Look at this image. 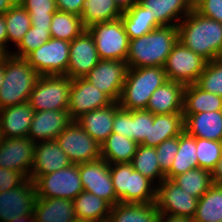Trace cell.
Segmentation results:
<instances>
[{
	"label": "cell",
	"instance_id": "6da1fadb",
	"mask_svg": "<svg viewBox=\"0 0 222 222\" xmlns=\"http://www.w3.org/2000/svg\"><path fill=\"white\" fill-rule=\"evenodd\" d=\"M178 41L207 62L222 57V23L194 8L178 23Z\"/></svg>",
	"mask_w": 222,
	"mask_h": 222
},
{
	"label": "cell",
	"instance_id": "7a4b0ae2",
	"mask_svg": "<svg viewBox=\"0 0 222 222\" xmlns=\"http://www.w3.org/2000/svg\"><path fill=\"white\" fill-rule=\"evenodd\" d=\"M178 42L177 26H162L139 38L129 40L128 68L163 67Z\"/></svg>",
	"mask_w": 222,
	"mask_h": 222
},
{
	"label": "cell",
	"instance_id": "3957f363",
	"mask_svg": "<svg viewBox=\"0 0 222 222\" xmlns=\"http://www.w3.org/2000/svg\"><path fill=\"white\" fill-rule=\"evenodd\" d=\"M166 81L163 67L128 68L119 107L129 111L145 110L152 93Z\"/></svg>",
	"mask_w": 222,
	"mask_h": 222
},
{
	"label": "cell",
	"instance_id": "277c9868",
	"mask_svg": "<svg viewBox=\"0 0 222 222\" xmlns=\"http://www.w3.org/2000/svg\"><path fill=\"white\" fill-rule=\"evenodd\" d=\"M40 76L25 58L7 54L0 87V109L29 101Z\"/></svg>",
	"mask_w": 222,
	"mask_h": 222
},
{
	"label": "cell",
	"instance_id": "5b68a950",
	"mask_svg": "<svg viewBox=\"0 0 222 222\" xmlns=\"http://www.w3.org/2000/svg\"><path fill=\"white\" fill-rule=\"evenodd\" d=\"M110 175L120 203L156 202L157 186L130 163L110 164Z\"/></svg>",
	"mask_w": 222,
	"mask_h": 222
},
{
	"label": "cell",
	"instance_id": "8992f818",
	"mask_svg": "<svg viewBox=\"0 0 222 222\" xmlns=\"http://www.w3.org/2000/svg\"><path fill=\"white\" fill-rule=\"evenodd\" d=\"M71 79L67 75L40 76L29 103L34 111L68 110Z\"/></svg>",
	"mask_w": 222,
	"mask_h": 222
},
{
	"label": "cell",
	"instance_id": "52a82bcc",
	"mask_svg": "<svg viewBox=\"0 0 222 222\" xmlns=\"http://www.w3.org/2000/svg\"><path fill=\"white\" fill-rule=\"evenodd\" d=\"M36 198H61L74 200L83 186L79 174V164L39 176L34 181Z\"/></svg>",
	"mask_w": 222,
	"mask_h": 222
},
{
	"label": "cell",
	"instance_id": "ba28073f",
	"mask_svg": "<svg viewBox=\"0 0 222 222\" xmlns=\"http://www.w3.org/2000/svg\"><path fill=\"white\" fill-rule=\"evenodd\" d=\"M87 29L93 35L100 60L126 61L129 38L121 18L96 23Z\"/></svg>",
	"mask_w": 222,
	"mask_h": 222
},
{
	"label": "cell",
	"instance_id": "9c48e42d",
	"mask_svg": "<svg viewBox=\"0 0 222 222\" xmlns=\"http://www.w3.org/2000/svg\"><path fill=\"white\" fill-rule=\"evenodd\" d=\"M206 63L204 58L178 41L173 46L163 68L167 80L179 82L186 86L198 81Z\"/></svg>",
	"mask_w": 222,
	"mask_h": 222
},
{
	"label": "cell",
	"instance_id": "30bf717a",
	"mask_svg": "<svg viewBox=\"0 0 222 222\" xmlns=\"http://www.w3.org/2000/svg\"><path fill=\"white\" fill-rule=\"evenodd\" d=\"M70 42L50 38L25 59L41 76L67 75L69 64Z\"/></svg>",
	"mask_w": 222,
	"mask_h": 222
},
{
	"label": "cell",
	"instance_id": "8fae6325",
	"mask_svg": "<svg viewBox=\"0 0 222 222\" xmlns=\"http://www.w3.org/2000/svg\"><path fill=\"white\" fill-rule=\"evenodd\" d=\"M56 141L72 164L90 162L101 158V145L76 122L65 128Z\"/></svg>",
	"mask_w": 222,
	"mask_h": 222
},
{
	"label": "cell",
	"instance_id": "7c38bea8",
	"mask_svg": "<svg viewBox=\"0 0 222 222\" xmlns=\"http://www.w3.org/2000/svg\"><path fill=\"white\" fill-rule=\"evenodd\" d=\"M198 198L183 191L175 182L164 179L156 191V207L160 215L194 218Z\"/></svg>",
	"mask_w": 222,
	"mask_h": 222
},
{
	"label": "cell",
	"instance_id": "4fadbf2b",
	"mask_svg": "<svg viewBox=\"0 0 222 222\" xmlns=\"http://www.w3.org/2000/svg\"><path fill=\"white\" fill-rule=\"evenodd\" d=\"M127 70L126 61L100 60L84 78L106 94L113 102H118Z\"/></svg>",
	"mask_w": 222,
	"mask_h": 222
},
{
	"label": "cell",
	"instance_id": "5bb4252c",
	"mask_svg": "<svg viewBox=\"0 0 222 222\" xmlns=\"http://www.w3.org/2000/svg\"><path fill=\"white\" fill-rule=\"evenodd\" d=\"M79 174L83 191L92 193L107 201L111 206L119 203L116 199L110 175V164L99 158L79 164Z\"/></svg>",
	"mask_w": 222,
	"mask_h": 222
},
{
	"label": "cell",
	"instance_id": "9a60e30c",
	"mask_svg": "<svg viewBox=\"0 0 222 222\" xmlns=\"http://www.w3.org/2000/svg\"><path fill=\"white\" fill-rule=\"evenodd\" d=\"M113 101L85 78L71 79L68 113L73 121L92 110L101 109Z\"/></svg>",
	"mask_w": 222,
	"mask_h": 222
},
{
	"label": "cell",
	"instance_id": "2e32d148",
	"mask_svg": "<svg viewBox=\"0 0 222 222\" xmlns=\"http://www.w3.org/2000/svg\"><path fill=\"white\" fill-rule=\"evenodd\" d=\"M35 145L28 137L2 138L0 167L20 172L26 179L34 162Z\"/></svg>",
	"mask_w": 222,
	"mask_h": 222
},
{
	"label": "cell",
	"instance_id": "e0dca14e",
	"mask_svg": "<svg viewBox=\"0 0 222 222\" xmlns=\"http://www.w3.org/2000/svg\"><path fill=\"white\" fill-rule=\"evenodd\" d=\"M36 197L34 182L29 178L20 186L0 193V222L33 214Z\"/></svg>",
	"mask_w": 222,
	"mask_h": 222
},
{
	"label": "cell",
	"instance_id": "ac0fdd59",
	"mask_svg": "<svg viewBox=\"0 0 222 222\" xmlns=\"http://www.w3.org/2000/svg\"><path fill=\"white\" fill-rule=\"evenodd\" d=\"M99 61L93 35L85 29L70 42L67 76L70 79L84 78Z\"/></svg>",
	"mask_w": 222,
	"mask_h": 222
},
{
	"label": "cell",
	"instance_id": "d6986e66",
	"mask_svg": "<svg viewBox=\"0 0 222 222\" xmlns=\"http://www.w3.org/2000/svg\"><path fill=\"white\" fill-rule=\"evenodd\" d=\"M72 121L67 110L35 111L27 137L34 143L56 140Z\"/></svg>",
	"mask_w": 222,
	"mask_h": 222
},
{
	"label": "cell",
	"instance_id": "ffe728a7",
	"mask_svg": "<svg viewBox=\"0 0 222 222\" xmlns=\"http://www.w3.org/2000/svg\"><path fill=\"white\" fill-rule=\"evenodd\" d=\"M72 164L56 140L38 142L35 145L34 162L30 172L33 182L42 175L68 167Z\"/></svg>",
	"mask_w": 222,
	"mask_h": 222
},
{
	"label": "cell",
	"instance_id": "44dd1931",
	"mask_svg": "<svg viewBox=\"0 0 222 222\" xmlns=\"http://www.w3.org/2000/svg\"><path fill=\"white\" fill-rule=\"evenodd\" d=\"M34 112L29 101L0 109L2 138L27 137Z\"/></svg>",
	"mask_w": 222,
	"mask_h": 222
},
{
	"label": "cell",
	"instance_id": "7402d4cb",
	"mask_svg": "<svg viewBox=\"0 0 222 222\" xmlns=\"http://www.w3.org/2000/svg\"><path fill=\"white\" fill-rule=\"evenodd\" d=\"M185 85L167 80L151 95L146 111L155 114L183 113Z\"/></svg>",
	"mask_w": 222,
	"mask_h": 222
},
{
	"label": "cell",
	"instance_id": "603a6c76",
	"mask_svg": "<svg viewBox=\"0 0 222 222\" xmlns=\"http://www.w3.org/2000/svg\"><path fill=\"white\" fill-rule=\"evenodd\" d=\"M184 131L195 138L222 141V111L184 115Z\"/></svg>",
	"mask_w": 222,
	"mask_h": 222
},
{
	"label": "cell",
	"instance_id": "cb8c5ba5",
	"mask_svg": "<svg viewBox=\"0 0 222 222\" xmlns=\"http://www.w3.org/2000/svg\"><path fill=\"white\" fill-rule=\"evenodd\" d=\"M161 26H178L193 9L189 0H139Z\"/></svg>",
	"mask_w": 222,
	"mask_h": 222
},
{
	"label": "cell",
	"instance_id": "d4e9b609",
	"mask_svg": "<svg viewBox=\"0 0 222 222\" xmlns=\"http://www.w3.org/2000/svg\"><path fill=\"white\" fill-rule=\"evenodd\" d=\"M35 222H77L72 200L36 198L33 209Z\"/></svg>",
	"mask_w": 222,
	"mask_h": 222
},
{
	"label": "cell",
	"instance_id": "484cf974",
	"mask_svg": "<svg viewBox=\"0 0 222 222\" xmlns=\"http://www.w3.org/2000/svg\"><path fill=\"white\" fill-rule=\"evenodd\" d=\"M117 104L118 102H113L107 107L92 110L83 114L76 122L96 142L102 145L112 133L115 106Z\"/></svg>",
	"mask_w": 222,
	"mask_h": 222
},
{
	"label": "cell",
	"instance_id": "4316f807",
	"mask_svg": "<svg viewBox=\"0 0 222 222\" xmlns=\"http://www.w3.org/2000/svg\"><path fill=\"white\" fill-rule=\"evenodd\" d=\"M183 132V113L155 114L153 125H151L150 140H144L141 145L156 148L164 140L179 136Z\"/></svg>",
	"mask_w": 222,
	"mask_h": 222
},
{
	"label": "cell",
	"instance_id": "83f0119b",
	"mask_svg": "<svg viewBox=\"0 0 222 222\" xmlns=\"http://www.w3.org/2000/svg\"><path fill=\"white\" fill-rule=\"evenodd\" d=\"M160 213L153 203H117L111 207L110 222H159Z\"/></svg>",
	"mask_w": 222,
	"mask_h": 222
},
{
	"label": "cell",
	"instance_id": "f1b7e54d",
	"mask_svg": "<svg viewBox=\"0 0 222 222\" xmlns=\"http://www.w3.org/2000/svg\"><path fill=\"white\" fill-rule=\"evenodd\" d=\"M222 111V97L201 89L196 83L184 89L183 115Z\"/></svg>",
	"mask_w": 222,
	"mask_h": 222
},
{
	"label": "cell",
	"instance_id": "f546056e",
	"mask_svg": "<svg viewBox=\"0 0 222 222\" xmlns=\"http://www.w3.org/2000/svg\"><path fill=\"white\" fill-rule=\"evenodd\" d=\"M121 21L128 35L133 40L150 33L156 28L162 27L140 2L132 8L123 11Z\"/></svg>",
	"mask_w": 222,
	"mask_h": 222
},
{
	"label": "cell",
	"instance_id": "4dcf8cb0",
	"mask_svg": "<svg viewBox=\"0 0 222 222\" xmlns=\"http://www.w3.org/2000/svg\"><path fill=\"white\" fill-rule=\"evenodd\" d=\"M77 221L95 222L108 219L111 205L98 196L82 191L74 200Z\"/></svg>",
	"mask_w": 222,
	"mask_h": 222
},
{
	"label": "cell",
	"instance_id": "1f68e13d",
	"mask_svg": "<svg viewBox=\"0 0 222 222\" xmlns=\"http://www.w3.org/2000/svg\"><path fill=\"white\" fill-rule=\"evenodd\" d=\"M137 147L134 140L112 132L101 145V158L109 164L130 163Z\"/></svg>",
	"mask_w": 222,
	"mask_h": 222
},
{
	"label": "cell",
	"instance_id": "d6a6232c",
	"mask_svg": "<svg viewBox=\"0 0 222 222\" xmlns=\"http://www.w3.org/2000/svg\"><path fill=\"white\" fill-rule=\"evenodd\" d=\"M196 153V138L184 131L179 135V149L165 178L172 180L175 176L198 168Z\"/></svg>",
	"mask_w": 222,
	"mask_h": 222
},
{
	"label": "cell",
	"instance_id": "836d02e7",
	"mask_svg": "<svg viewBox=\"0 0 222 222\" xmlns=\"http://www.w3.org/2000/svg\"><path fill=\"white\" fill-rule=\"evenodd\" d=\"M122 13L114 0H85L81 20L87 29L96 23L118 19Z\"/></svg>",
	"mask_w": 222,
	"mask_h": 222
},
{
	"label": "cell",
	"instance_id": "e575fe53",
	"mask_svg": "<svg viewBox=\"0 0 222 222\" xmlns=\"http://www.w3.org/2000/svg\"><path fill=\"white\" fill-rule=\"evenodd\" d=\"M194 222L222 221V186L213 184L198 200Z\"/></svg>",
	"mask_w": 222,
	"mask_h": 222
},
{
	"label": "cell",
	"instance_id": "d590c367",
	"mask_svg": "<svg viewBox=\"0 0 222 222\" xmlns=\"http://www.w3.org/2000/svg\"><path fill=\"white\" fill-rule=\"evenodd\" d=\"M130 164L134 170L140 172L144 177L151 180L156 186H158L165 179V174L159 167L155 147L139 144Z\"/></svg>",
	"mask_w": 222,
	"mask_h": 222
},
{
	"label": "cell",
	"instance_id": "8d00e7d4",
	"mask_svg": "<svg viewBox=\"0 0 222 222\" xmlns=\"http://www.w3.org/2000/svg\"><path fill=\"white\" fill-rule=\"evenodd\" d=\"M85 29L80 16L57 10L53 14L50 34L52 38L71 42Z\"/></svg>",
	"mask_w": 222,
	"mask_h": 222
},
{
	"label": "cell",
	"instance_id": "74e56055",
	"mask_svg": "<svg viewBox=\"0 0 222 222\" xmlns=\"http://www.w3.org/2000/svg\"><path fill=\"white\" fill-rule=\"evenodd\" d=\"M172 181L198 199L213 185L211 172L199 167L175 176Z\"/></svg>",
	"mask_w": 222,
	"mask_h": 222
},
{
	"label": "cell",
	"instance_id": "f35d334b",
	"mask_svg": "<svg viewBox=\"0 0 222 222\" xmlns=\"http://www.w3.org/2000/svg\"><path fill=\"white\" fill-rule=\"evenodd\" d=\"M8 45L17 46L32 26L29 13L18 2L5 14Z\"/></svg>",
	"mask_w": 222,
	"mask_h": 222
},
{
	"label": "cell",
	"instance_id": "ab89813d",
	"mask_svg": "<svg viewBox=\"0 0 222 222\" xmlns=\"http://www.w3.org/2000/svg\"><path fill=\"white\" fill-rule=\"evenodd\" d=\"M29 13L32 26L50 29L53 14L58 10L55 0H18Z\"/></svg>",
	"mask_w": 222,
	"mask_h": 222
},
{
	"label": "cell",
	"instance_id": "60d3db41",
	"mask_svg": "<svg viewBox=\"0 0 222 222\" xmlns=\"http://www.w3.org/2000/svg\"><path fill=\"white\" fill-rule=\"evenodd\" d=\"M198 167L212 172L222 157V141L196 138Z\"/></svg>",
	"mask_w": 222,
	"mask_h": 222
},
{
	"label": "cell",
	"instance_id": "b9f144b4",
	"mask_svg": "<svg viewBox=\"0 0 222 222\" xmlns=\"http://www.w3.org/2000/svg\"><path fill=\"white\" fill-rule=\"evenodd\" d=\"M196 84L201 89L222 97V57L206 63Z\"/></svg>",
	"mask_w": 222,
	"mask_h": 222
},
{
	"label": "cell",
	"instance_id": "7bdbcfd3",
	"mask_svg": "<svg viewBox=\"0 0 222 222\" xmlns=\"http://www.w3.org/2000/svg\"><path fill=\"white\" fill-rule=\"evenodd\" d=\"M50 38V29H41L31 26L20 43L16 46L17 49L11 51L10 54L19 58H26L31 52L38 49Z\"/></svg>",
	"mask_w": 222,
	"mask_h": 222
},
{
	"label": "cell",
	"instance_id": "ee69618b",
	"mask_svg": "<svg viewBox=\"0 0 222 222\" xmlns=\"http://www.w3.org/2000/svg\"><path fill=\"white\" fill-rule=\"evenodd\" d=\"M151 125H153V114L146 110L131 111L130 139L138 145L144 140H150Z\"/></svg>",
	"mask_w": 222,
	"mask_h": 222
},
{
	"label": "cell",
	"instance_id": "f6af8a7d",
	"mask_svg": "<svg viewBox=\"0 0 222 222\" xmlns=\"http://www.w3.org/2000/svg\"><path fill=\"white\" fill-rule=\"evenodd\" d=\"M178 149L179 136L164 140L155 148L159 167L164 174L170 170Z\"/></svg>",
	"mask_w": 222,
	"mask_h": 222
},
{
	"label": "cell",
	"instance_id": "bcb514c9",
	"mask_svg": "<svg viewBox=\"0 0 222 222\" xmlns=\"http://www.w3.org/2000/svg\"><path fill=\"white\" fill-rule=\"evenodd\" d=\"M193 8L202 16L222 23V0H196Z\"/></svg>",
	"mask_w": 222,
	"mask_h": 222
},
{
	"label": "cell",
	"instance_id": "7dc6e473",
	"mask_svg": "<svg viewBox=\"0 0 222 222\" xmlns=\"http://www.w3.org/2000/svg\"><path fill=\"white\" fill-rule=\"evenodd\" d=\"M131 111L115 106V115L113 118V133L124 135L130 139Z\"/></svg>",
	"mask_w": 222,
	"mask_h": 222
},
{
	"label": "cell",
	"instance_id": "c3c4849f",
	"mask_svg": "<svg viewBox=\"0 0 222 222\" xmlns=\"http://www.w3.org/2000/svg\"><path fill=\"white\" fill-rule=\"evenodd\" d=\"M25 180L20 172L0 167V193L20 186Z\"/></svg>",
	"mask_w": 222,
	"mask_h": 222
},
{
	"label": "cell",
	"instance_id": "681fc988",
	"mask_svg": "<svg viewBox=\"0 0 222 222\" xmlns=\"http://www.w3.org/2000/svg\"><path fill=\"white\" fill-rule=\"evenodd\" d=\"M57 9L62 12L72 13L81 17L85 0H55Z\"/></svg>",
	"mask_w": 222,
	"mask_h": 222
},
{
	"label": "cell",
	"instance_id": "f907efd6",
	"mask_svg": "<svg viewBox=\"0 0 222 222\" xmlns=\"http://www.w3.org/2000/svg\"><path fill=\"white\" fill-rule=\"evenodd\" d=\"M8 36L6 31V21L5 16L0 15V49L7 55L10 54L11 51H9L8 47Z\"/></svg>",
	"mask_w": 222,
	"mask_h": 222
},
{
	"label": "cell",
	"instance_id": "816d5d0a",
	"mask_svg": "<svg viewBox=\"0 0 222 222\" xmlns=\"http://www.w3.org/2000/svg\"><path fill=\"white\" fill-rule=\"evenodd\" d=\"M213 184L222 186V157L211 172Z\"/></svg>",
	"mask_w": 222,
	"mask_h": 222
},
{
	"label": "cell",
	"instance_id": "f5cc1de1",
	"mask_svg": "<svg viewBox=\"0 0 222 222\" xmlns=\"http://www.w3.org/2000/svg\"><path fill=\"white\" fill-rule=\"evenodd\" d=\"M159 222H194V220L189 217L160 215Z\"/></svg>",
	"mask_w": 222,
	"mask_h": 222
},
{
	"label": "cell",
	"instance_id": "db71d44e",
	"mask_svg": "<svg viewBox=\"0 0 222 222\" xmlns=\"http://www.w3.org/2000/svg\"><path fill=\"white\" fill-rule=\"evenodd\" d=\"M119 9L123 12L132 8L139 0H114Z\"/></svg>",
	"mask_w": 222,
	"mask_h": 222
},
{
	"label": "cell",
	"instance_id": "11a10c76",
	"mask_svg": "<svg viewBox=\"0 0 222 222\" xmlns=\"http://www.w3.org/2000/svg\"><path fill=\"white\" fill-rule=\"evenodd\" d=\"M17 3L18 0H0V15H4Z\"/></svg>",
	"mask_w": 222,
	"mask_h": 222
},
{
	"label": "cell",
	"instance_id": "9f6ffc18",
	"mask_svg": "<svg viewBox=\"0 0 222 222\" xmlns=\"http://www.w3.org/2000/svg\"><path fill=\"white\" fill-rule=\"evenodd\" d=\"M10 222H35L34 214H31L30 216H21L14 218Z\"/></svg>",
	"mask_w": 222,
	"mask_h": 222
},
{
	"label": "cell",
	"instance_id": "6f0895ef",
	"mask_svg": "<svg viewBox=\"0 0 222 222\" xmlns=\"http://www.w3.org/2000/svg\"><path fill=\"white\" fill-rule=\"evenodd\" d=\"M4 67H5V57L0 61V87L4 81Z\"/></svg>",
	"mask_w": 222,
	"mask_h": 222
},
{
	"label": "cell",
	"instance_id": "680465c9",
	"mask_svg": "<svg viewBox=\"0 0 222 222\" xmlns=\"http://www.w3.org/2000/svg\"><path fill=\"white\" fill-rule=\"evenodd\" d=\"M5 56L6 54L0 49V61H2Z\"/></svg>",
	"mask_w": 222,
	"mask_h": 222
},
{
	"label": "cell",
	"instance_id": "91938a15",
	"mask_svg": "<svg viewBox=\"0 0 222 222\" xmlns=\"http://www.w3.org/2000/svg\"><path fill=\"white\" fill-rule=\"evenodd\" d=\"M95 222H110L109 219L103 220V221H95Z\"/></svg>",
	"mask_w": 222,
	"mask_h": 222
},
{
	"label": "cell",
	"instance_id": "94428289",
	"mask_svg": "<svg viewBox=\"0 0 222 222\" xmlns=\"http://www.w3.org/2000/svg\"><path fill=\"white\" fill-rule=\"evenodd\" d=\"M193 5L196 2V0H189Z\"/></svg>",
	"mask_w": 222,
	"mask_h": 222
},
{
	"label": "cell",
	"instance_id": "6125c7cd",
	"mask_svg": "<svg viewBox=\"0 0 222 222\" xmlns=\"http://www.w3.org/2000/svg\"><path fill=\"white\" fill-rule=\"evenodd\" d=\"M2 141V135H1V130H0V142Z\"/></svg>",
	"mask_w": 222,
	"mask_h": 222
}]
</instances>
